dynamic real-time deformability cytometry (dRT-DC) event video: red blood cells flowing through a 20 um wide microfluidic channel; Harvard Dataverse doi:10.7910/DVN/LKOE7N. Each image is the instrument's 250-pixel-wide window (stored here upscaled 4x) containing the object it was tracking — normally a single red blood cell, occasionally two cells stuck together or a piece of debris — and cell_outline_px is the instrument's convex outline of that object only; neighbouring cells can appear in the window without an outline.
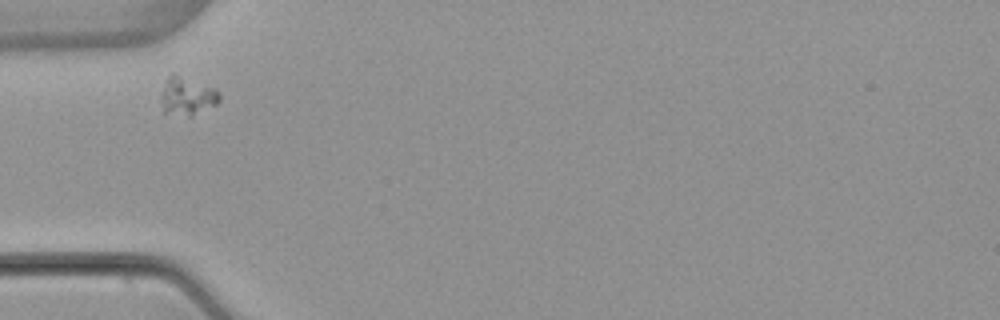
{"species": "common noctule bat (a hibernating species)", "species_latin": "Nyctalus noctula", "temperature_condition": "warm", "stored_images_in_passage": 3, "camera_frame_rate_fps": 3000, "um_per_image_px": 0.085, "animal": {"sex": "female", "body_mass_g": 22.7, "forearm_length_mm": 54.2}, "frame": {"image": 1, "passage_image": 1, "time_ms": 0.0, "image_size_px": [1000, 320], "cell_outline_px": [[220, 100], [216, 104], [192, 116], [188, 116], [164, 112], [160, 100], [160, 96], [168, 76], [172, 72], [216, 88], [220, 96]], "centroid_in_image_um": [15.9, 8.15], "position_along_channel_um": 69.1, "area_um2": 13.01}}
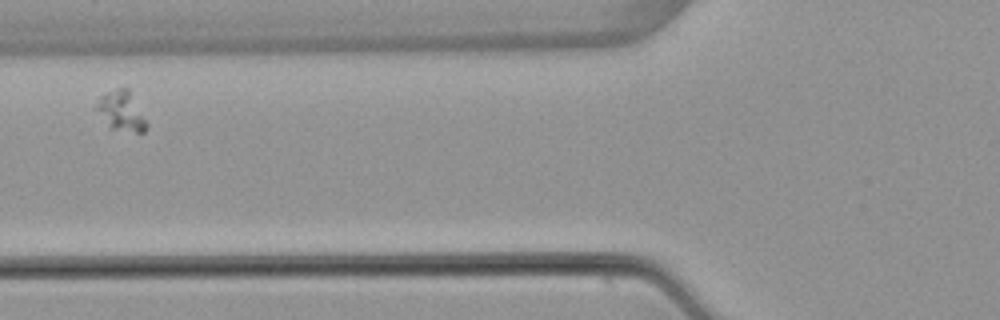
{"frame": {"image": 2, "passage_image": 2, "time_ms": 1.333, "image_size_px": [1000, 320], "cell_outline_px": [[148, 128], [144, 132], [136, 132], [108, 128], [92, 108], [100, 96], [104, 92], [120, 88], [128, 88], [148, 124]], "centroid_in_image_um": [10.24, 9.45], "position_along_channel_um": 115.6, "area_um2": 11.91}}
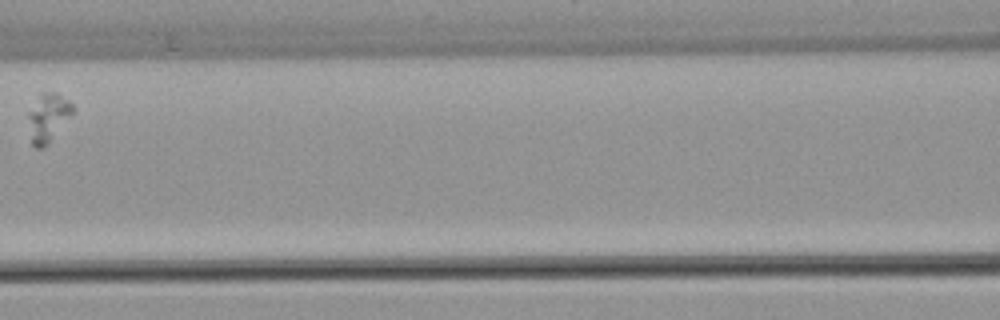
{"frame": {"image": 3, "passage_image": 3, "time_ms": 2.667, "image_size_px": [1000, 320], "cell_outline_px": [[76, 108], [48, 144], [44, 148], [36, 148], [32, 144], [28, 116], [28, 112], [40, 92], [56, 92], [68, 100]], "centroid_in_image_um": [4.08, 9.96], "position_along_channel_um": 162.5, "area_um2": 12.43}}